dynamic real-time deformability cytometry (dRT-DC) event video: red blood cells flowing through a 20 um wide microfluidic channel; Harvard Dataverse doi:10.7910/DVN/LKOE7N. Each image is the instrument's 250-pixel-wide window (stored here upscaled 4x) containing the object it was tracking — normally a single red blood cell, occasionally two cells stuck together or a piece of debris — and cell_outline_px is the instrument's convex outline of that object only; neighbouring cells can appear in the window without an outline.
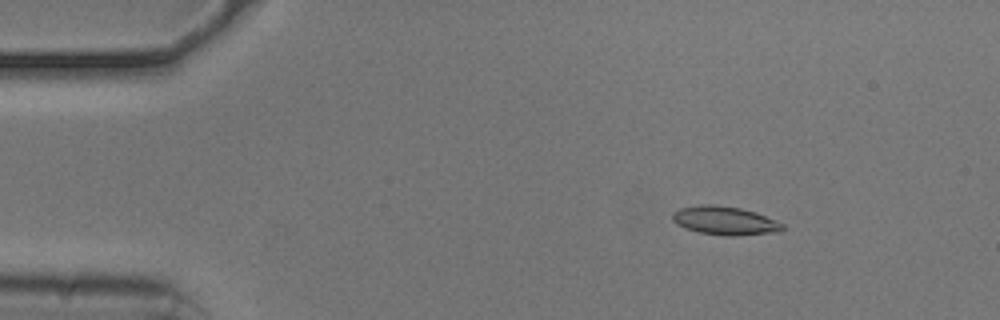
{"species": "common noctule bat (a hibernating species)", "species_latin": "Nyctalus noctula", "temperature_condition": "cold", "stored_images_in_passage": 48, "camera_frame_rate_fps": 3000, "um_per_image_px": 0.085, "animal": {"sex": "male", "body_mass_g": 20.5, "forearm_length_mm": 52.5}, "frame": {"image": 1, "passage_image": 2, "time_ms": 0.333, "image_size_px": [1000, 320], "cell_outline_px": [[784, 228], [780, 232], [736, 236], [724, 236], [700, 232], [684, 228], [676, 224], [672, 220], [672, 212], [680, 208], [704, 204], [716, 204], [740, 208], [756, 212], [784, 224]], "centroid_in_image_um": [61.61, 18.76], "position_along_channel_um": 23.4, "area_um2": 18.5}}
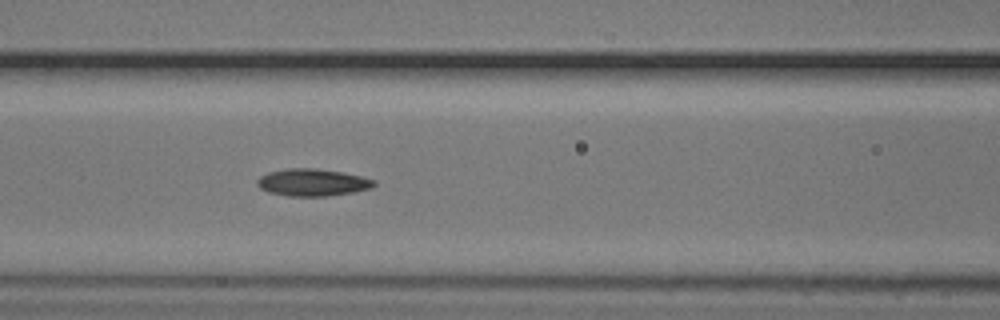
{"frame": {"image": 2, "passage_image": 17, "time_ms": 5.333, "image_size_px": [1000, 320], "cell_outline_px": [[376, 184], [372, 188], [352, 192], [328, 196], [288, 196], [268, 192], [260, 188], [256, 184], [256, 180], [260, 176], [268, 172], [288, 168], [316, 168], [340, 172], [360, 176], [376, 180]], "centroid_in_image_um": [26.54, 15.51], "position_along_channel_um": 140.1, "area_um2": 18.55}}
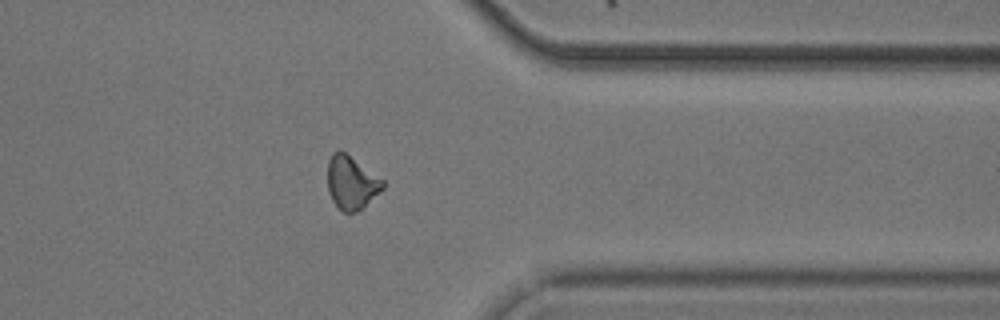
{"frame": {"image": 3, "passage_image": 37, "time_ms": 12.0, "image_size_px": [1000, 320], "cell_outline_px": [[384, 188], [364, 208], [356, 212], [344, 212], [332, 200], [328, 192], [328, 160], [332, 152], [344, 152], [384, 180]], "centroid_in_image_um": [29.88, 15.55], "position_along_channel_um": 381.5, "area_um2": 16.99}, "authors_computed_cell_mechanics": {"area_um2": 17.6868, "velocity_mm_per_s": 3.7568, "shape_relaxation_time_tau1_ms": 4.5174, "shape_relaxation_time_tau2_ms": 4.7434, "deformation_change_tau1": 0.1309, "deformation_change_tau2": 0.1238}}